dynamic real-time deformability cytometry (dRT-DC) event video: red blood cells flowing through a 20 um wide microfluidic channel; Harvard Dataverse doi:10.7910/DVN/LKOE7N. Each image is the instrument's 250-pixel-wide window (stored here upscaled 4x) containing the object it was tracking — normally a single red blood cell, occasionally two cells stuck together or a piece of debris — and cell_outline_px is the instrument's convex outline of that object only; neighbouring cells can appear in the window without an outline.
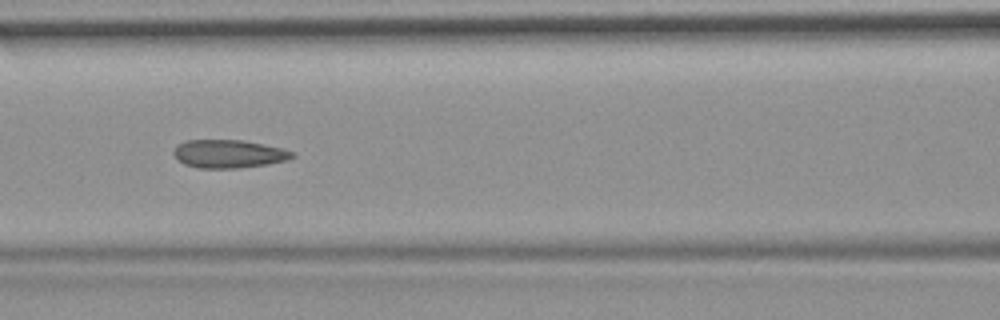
{"species": "common noctule bat (a hibernating species)", "species_latin": "Nyctalus noctula", "temperature_condition": "room temperature", "stored_images_in_passage": 55, "camera_frame_rate_fps": 3000, "um_per_image_px": 0.085, "animal": {"sex": "female", "body_mass_g": 19.9}, "frame": {"image": 1, "passage_image": 24, "time_ms": 7.667, "image_size_px": [1000, 320], "cell_outline_px": [[296, 156], [288, 160], [268, 164], [236, 168], [196, 168], [184, 164], [172, 152], [176, 144], [188, 140], [244, 140], [284, 148], [296, 152]], "centroid_in_image_um": [19.48, 13.07], "position_along_channel_um": 147.1, "area_um2": 19.71}}
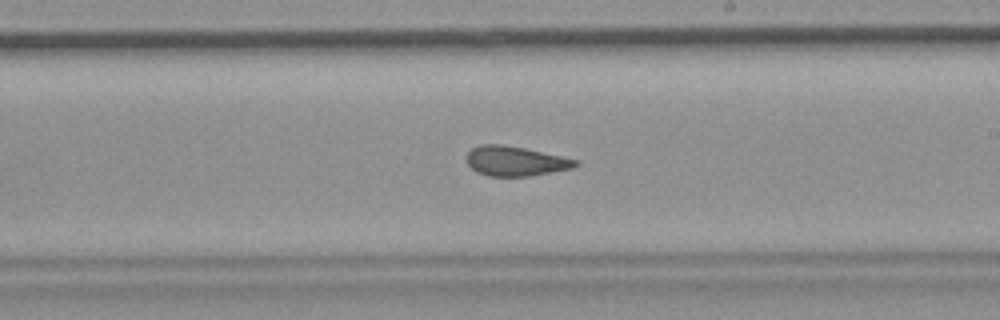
{"frame": {"image": 2, "passage_image": 32, "time_ms": 10.333, "image_size_px": [1000, 320], "cell_outline_px": [[580, 164], [572, 168], [552, 172], [528, 176], [488, 176], [476, 172], [468, 164], [468, 152], [472, 148], [480, 144], [500, 144], [524, 148], [580, 160]], "centroid_in_image_um": [43.83, 13.69], "position_along_channel_um": 245.2, "area_um2": 18.79}, "authors_computed_cell_mechanics": {"area_um2": 19.7098, "velocity_mm_per_s": 3.6961, "shape_relaxation_time_tau1_ms": null, "shape_relaxation_time_tau2_ms": 2.3021, "deformation_change_tau1": null, "deformation_change_tau2": 0.1056}}